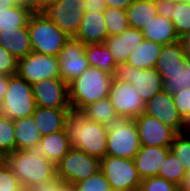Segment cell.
Masks as SVG:
<instances>
[{"mask_svg":"<svg viewBox=\"0 0 190 191\" xmlns=\"http://www.w3.org/2000/svg\"><path fill=\"white\" fill-rule=\"evenodd\" d=\"M16 150H37L42 137L32 115L14 120Z\"/></svg>","mask_w":190,"mask_h":191,"instance_id":"cell-24","label":"cell"},{"mask_svg":"<svg viewBox=\"0 0 190 191\" xmlns=\"http://www.w3.org/2000/svg\"><path fill=\"white\" fill-rule=\"evenodd\" d=\"M144 39L161 45L172 44L179 41L174 24L171 19L157 15L146 27L142 29Z\"/></svg>","mask_w":190,"mask_h":191,"instance_id":"cell-25","label":"cell"},{"mask_svg":"<svg viewBox=\"0 0 190 191\" xmlns=\"http://www.w3.org/2000/svg\"><path fill=\"white\" fill-rule=\"evenodd\" d=\"M57 58L60 78L66 84L79 77L90 66L85 54V44L73 37L65 43Z\"/></svg>","mask_w":190,"mask_h":191,"instance_id":"cell-13","label":"cell"},{"mask_svg":"<svg viewBox=\"0 0 190 191\" xmlns=\"http://www.w3.org/2000/svg\"><path fill=\"white\" fill-rule=\"evenodd\" d=\"M18 60L0 45V74H17Z\"/></svg>","mask_w":190,"mask_h":191,"instance_id":"cell-41","label":"cell"},{"mask_svg":"<svg viewBox=\"0 0 190 191\" xmlns=\"http://www.w3.org/2000/svg\"><path fill=\"white\" fill-rule=\"evenodd\" d=\"M175 107L182 119L190 125V88H184L172 95Z\"/></svg>","mask_w":190,"mask_h":191,"instance_id":"cell-39","label":"cell"},{"mask_svg":"<svg viewBox=\"0 0 190 191\" xmlns=\"http://www.w3.org/2000/svg\"><path fill=\"white\" fill-rule=\"evenodd\" d=\"M17 74L31 85L43 79L60 78L58 58L30 52L18 60Z\"/></svg>","mask_w":190,"mask_h":191,"instance_id":"cell-10","label":"cell"},{"mask_svg":"<svg viewBox=\"0 0 190 191\" xmlns=\"http://www.w3.org/2000/svg\"><path fill=\"white\" fill-rule=\"evenodd\" d=\"M107 8L125 10L133 3V0H105Z\"/></svg>","mask_w":190,"mask_h":191,"instance_id":"cell-46","label":"cell"},{"mask_svg":"<svg viewBox=\"0 0 190 191\" xmlns=\"http://www.w3.org/2000/svg\"><path fill=\"white\" fill-rule=\"evenodd\" d=\"M18 191H31V189L29 188H24V187H21Z\"/></svg>","mask_w":190,"mask_h":191,"instance_id":"cell-53","label":"cell"},{"mask_svg":"<svg viewBox=\"0 0 190 191\" xmlns=\"http://www.w3.org/2000/svg\"><path fill=\"white\" fill-rule=\"evenodd\" d=\"M170 150L181 162L184 170H190V135L186 131L175 135Z\"/></svg>","mask_w":190,"mask_h":191,"instance_id":"cell-35","label":"cell"},{"mask_svg":"<svg viewBox=\"0 0 190 191\" xmlns=\"http://www.w3.org/2000/svg\"><path fill=\"white\" fill-rule=\"evenodd\" d=\"M162 45L150 40L144 39L128 57L126 61L132 67L140 69L154 68L160 55Z\"/></svg>","mask_w":190,"mask_h":191,"instance_id":"cell-27","label":"cell"},{"mask_svg":"<svg viewBox=\"0 0 190 191\" xmlns=\"http://www.w3.org/2000/svg\"><path fill=\"white\" fill-rule=\"evenodd\" d=\"M184 174L185 170L181 162L170 150L167 153L166 158L163 160V164L159 167L158 177L165 178L167 181L178 186Z\"/></svg>","mask_w":190,"mask_h":191,"instance_id":"cell-31","label":"cell"},{"mask_svg":"<svg viewBox=\"0 0 190 191\" xmlns=\"http://www.w3.org/2000/svg\"><path fill=\"white\" fill-rule=\"evenodd\" d=\"M22 186L6 163L0 167V191H18Z\"/></svg>","mask_w":190,"mask_h":191,"instance_id":"cell-40","label":"cell"},{"mask_svg":"<svg viewBox=\"0 0 190 191\" xmlns=\"http://www.w3.org/2000/svg\"><path fill=\"white\" fill-rule=\"evenodd\" d=\"M19 2V0H0V12L16 6Z\"/></svg>","mask_w":190,"mask_h":191,"instance_id":"cell-49","label":"cell"},{"mask_svg":"<svg viewBox=\"0 0 190 191\" xmlns=\"http://www.w3.org/2000/svg\"><path fill=\"white\" fill-rule=\"evenodd\" d=\"M143 40L144 35L142 30L128 27L121 34L108 36L104 44L118 65L119 63L126 62L131 52L134 51Z\"/></svg>","mask_w":190,"mask_h":191,"instance_id":"cell-17","label":"cell"},{"mask_svg":"<svg viewBox=\"0 0 190 191\" xmlns=\"http://www.w3.org/2000/svg\"><path fill=\"white\" fill-rule=\"evenodd\" d=\"M72 148L65 129L41 137L37 151L57 165Z\"/></svg>","mask_w":190,"mask_h":191,"instance_id":"cell-23","label":"cell"},{"mask_svg":"<svg viewBox=\"0 0 190 191\" xmlns=\"http://www.w3.org/2000/svg\"><path fill=\"white\" fill-rule=\"evenodd\" d=\"M9 75L0 74V103L5 98V94L9 85Z\"/></svg>","mask_w":190,"mask_h":191,"instance_id":"cell-47","label":"cell"},{"mask_svg":"<svg viewBox=\"0 0 190 191\" xmlns=\"http://www.w3.org/2000/svg\"><path fill=\"white\" fill-rule=\"evenodd\" d=\"M70 108H45L36 106L32 117L42 135L65 129V120Z\"/></svg>","mask_w":190,"mask_h":191,"instance_id":"cell-21","label":"cell"},{"mask_svg":"<svg viewBox=\"0 0 190 191\" xmlns=\"http://www.w3.org/2000/svg\"><path fill=\"white\" fill-rule=\"evenodd\" d=\"M73 191H112L109 182L101 170L89 178L75 183Z\"/></svg>","mask_w":190,"mask_h":191,"instance_id":"cell-37","label":"cell"},{"mask_svg":"<svg viewBox=\"0 0 190 191\" xmlns=\"http://www.w3.org/2000/svg\"><path fill=\"white\" fill-rule=\"evenodd\" d=\"M36 106L45 108H71L68 84L61 78H48L32 85Z\"/></svg>","mask_w":190,"mask_h":191,"instance_id":"cell-15","label":"cell"},{"mask_svg":"<svg viewBox=\"0 0 190 191\" xmlns=\"http://www.w3.org/2000/svg\"><path fill=\"white\" fill-rule=\"evenodd\" d=\"M59 0H27L28 4L32 7L33 12L42 13L46 8L54 5Z\"/></svg>","mask_w":190,"mask_h":191,"instance_id":"cell-44","label":"cell"},{"mask_svg":"<svg viewBox=\"0 0 190 191\" xmlns=\"http://www.w3.org/2000/svg\"><path fill=\"white\" fill-rule=\"evenodd\" d=\"M129 27L142 30L158 15L154 0H133L126 9Z\"/></svg>","mask_w":190,"mask_h":191,"instance_id":"cell-26","label":"cell"},{"mask_svg":"<svg viewBox=\"0 0 190 191\" xmlns=\"http://www.w3.org/2000/svg\"><path fill=\"white\" fill-rule=\"evenodd\" d=\"M7 161V154L0 149V167L5 165Z\"/></svg>","mask_w":190,"mask_h":191,"instance_id":"cell-50","label":"cell"},{"mask_svg":"<svg viewBox=\"0 0 190 191\" xmlns=\"http://www.w3.org/2000/svg\"><path fill=\"white\" fill-rule=\"evenodd\" d=\"M185 45H186V52L188 54V56L190 57V34L183 39Z\"/></svg>","mask_w":190,"mask_h":191,"instance_id":"cell-51","label":"cell"},{"mask_svg":"<svg viewBox=\"0 0 190 191\" xmlns=\"http://www.w3.org/2000/svg\"><path fill=\"white\" fill-rule=\"evenodd\" d=\"M85 54L90 66L114 74L117 64L104 43L86 44Z\"/></svg>","mask_w":190,"mask_h":191,"instance_id":"cell-28","label":"cell"},{"mask_svg":"<svg viewBox=\"0 0 190 191\" xmlns=\"http://www.w3.org/2000/svg\"><path fill=\"white\" fill-rule=\"evenodd\" d=\"M65 131L73 148L102 159L107 151V127L91 121L82 110L70 108Z\"/></svg>","mask_w":190,"mask_h":191,"instance_id":"cell-1","label":"cell"},{"mask_svg":"<svg viewBox=\"0 0 190 191\" xmlns=\"http://www.w3.org/2000/svg\"><path fill=\"white\" fill-rule=\"evenodd\" d=\"M186 132L190 135V125L188 126Z\"/></svg>","mask_w":190,"mask_h":191,"instance_id":"cell-54","label":"cell"},{"mask_svg":"<svg viewBox=\"0 0 190 191\" xmlns=\"http://www.w3.org/2000/svg\"><path fill=\"white\" fill-rule=\"evenodd\" d=\"M31 191H73V188L65 182L57 180L54 183L34 186Z\"/></svg>","mask_w":190,"mask_h":191,"instance_id":"cell-43","label":"cell"},{"mask_svg":"<svg viewBox=\"0 0 190 191\" xmlns=\"http://www.w3.org/2000/svg\"><path fill=\"white\" fill-rule=\"evenodd\" d=\"M32 7L27 1L19 2L16 6L0 12V31L2 29H13L25 27L32 15Z\"/></svg>","mask_w":190,"mask_h":191,"instance_id":"cell-29","label":"cell"},{"mask_svg":"<svg viewBox=\"0 0 190 191\" xmlns=\"http://www.w3.org/2000/svg\"><path fill=\"white\" fill-rule=\"evenodd\" d=\"M175 2H185V3H190V0H174Z\"/></svg>","mask_w":190,"mask_h":191,"instance_id":"cell-52","label":"cell"},{"mask_svg":"<svg viewBox=\"0 0 190 191\" xmlns=\"http://www.w3.org/2000/svg\"><path fill=\"white\" fill-rule=\"evenodd\" d=\"M0 149L7 155L16 150L14 120L0 114Z\"/></svg>","mask_w":190,"mask_h":191,"instance_id":"cell-36","label":"cell"},{"mask_svg":"<svg viewBox=\"0 0 190 191\" xmlns=\"http://www.w3.org/2000/svg\"><path fill=\"white\" fill-rule=\"evenodd\" d=\"M171 21L176 34L183 40L190 34V3L175 2Z\"/></svg>","mask_w":190,"mask_h":191,"instance_id":"cell-33","label":"cell"},{"mask_svg":"<svg viewBox=\"0 0 190 191\" xmlns=\"http://www.w3.org/2000/svg\"><path fill=\"white\" fill-rule=\"evenodd\" d=\"M104 19L109 36L121 34L129 27L125 10L107 8L104 11Z\"/></svg>","mask_w":190,"mask_h":191,"instance_id":"cell-34","label":"cell"},{"mask_svg":"<svg viewBox=\"0 0 190 191\" xmlns=\"http://www.w3.org/2000/svg\"><path fill=\"white\" fill-rule=\"evenodd\" d=\"M158 15L164 16L165 18L171 19L173 7H175L174 0H154Z\"/></svg>","mask_w":190,"mask_h":191,"instance_id":"cell-42","label":"cell"},{"mask_svg":"<svg viewBox=\"0 0 190 191\" xmlns=\"http://www.w3.org/2000/svg\"><path fill=\"white\" fill-rule=\"evenodd\" d=\"M134 121L138 128L141 146L170 147L177 134L158 119L144 113L137 116Z\"/></svg>","mask_w":190,"mask_h":191,"instance_id":"cell-16","label":"cell"},{"mask_svg":"<svg viewBox=\"0 0 190 191\" xmlns=\"http://www.w3.org/2000/svg\"><path fill=\"white\" fill-rule=\"evenodd\" d=\"M178 191H190V170L185 171V174L178 185Z\"/></svg>","mask_w":190,"mask_h":191,"instance_id":"cell-48","label":"cell"},{"mask_svg":"<svg viewBox=\"0 0 190 191\" xmlns=\"http://www.w3.org/2000/svg\"><path fill=\"white\" fill-rule=\"evenodd\" d=\"M83 113L98 124L107 126L110 120L116 115L109 98L101 99L82 109Z\"/></svg>","mask_w":190,"mask_h":191,"instance_id":"cell-30","label":"cell"},{"mask_svg":"<svg viewBox=\"0 0 190 191\" xmlns=\"http://www.w3.org/2000/svg\"><path fill=\"white\" fill-rule=\"evenodd\" d=\"M139 191H178V186L165 178L153 176L142 179Z\"/></svg>","mask_w":190,"mask_h":191,"instance_id":"cell-38","label":"cell"},{"mask_svg":"<svg viewBox=\"0 0 190 191\" xmlns=\"http://www.w3.org/2000/svg\"><path fill=\"white\" fill-rule=\"evenodd\" d=\"M186 45L183 40L162 45L154 68L159 74H176L184 69L187 59Z\"/></svg>","mask_w":190,"mask_h":191,"instance_id":"cell-18","label":"cell"},{"mask_svg":"<svg viewBox=\"0 0 190 191\" xmlns=\"http://www.w3.org/2000/svg\"><path fill=\"white\" fill-rule=\"evenodd\" d=\"M106 127L108 131L106 155L133 159L141 147L134 119L115 115Z\"/></svg>","mask_w":190,"mask_h":191,"instance_id":"cell-5","label":"cell"},{"mask_svg":"<svg viewBox=\"0 0 190 191\" xmlns=\"http://www.w3.org/2000/svg\"><path fill=\"white\" fill-rule=\"evenodd\" d=\"M106 9L105 0H85V12H104Z\"/></svg>","mask_w":190,"mask_h":191,"instance_id":"cell-45","label":"cell"},{"mask_svg":"<svg viewBox=\"0 0 190 191\" xmlns=\"http://www.w3.org/2000/svg\"><path fill=\"white\" fill-rule=\"evenodd\" d=\"M6 163L24 188L56 182L57 168L37 150H15L7 155Z\"/></svg>","mask_w":190,"mask_h":191,"instance_id":"cell-2","label":"cell"},{"mask_svg":"<svg viewBox=\"0 0 190 191\" xmlns=\"http://www.w3.org/2000/svg\"><path fill=\"white\" fill-rule=\"evenodd\" d=\"M113 77L132 83L145 103L164 90L163 79L155 68L140 69L123 62L117 65Z\"/></svg>","mask_w":190,"mask_h":191,"instance_id":"cell-9","label":"cell"},{"mask_svg":"<svg viewBox=\"0 0 190 191\" xmlns=\"http://www.w3.org/2000/svg\"><path fill=\"white\" fill-rule=\"evenodd\" d=\"M108 98L116 115L135 119L144 113L145 101L138 95L133 84L128 81L113 77Z\"/></svg>","mask_w":190,"mask_h":191,"instance_id":"cell-11","label":"cell"},{"mask_svg":"<svg viewBox=\"0 0 190 191\" xmlns=\"http://www.w3.org/2000/svg\"><path fill=\"white\" fill-rule=\"evenodd\" d=\"M28 32L32 52L57 57L70 39L56 24L43 13L33 12L29 18Z\"/></svg>","mask_w":190,"mask_h":191,"instance_id":"cell-4","label":"cell"},{"mask_svg":"<svg viewBox=\"0 0 190 191\" xmlns=\"http://www.w3.org/2000/svg\"><path fill=\"white\" fill-rule=\"evenodd\" d=\"M100 170L109 182L112 191H139L142 180L133 159L106 155L100 159Z\"/></svg>","mask_w":190,"mask_h":191,"instance_id":"cell-8","label":"cell"},{"mask_svg":"<svg viewBox=\"0 0 190 191\" xmlns=\"http://www.w3.org/2000/svg\"><path fill=\"white\" fill-rule=\"evenodd\" d=\"M85 0H59L42 13L69 37H74L85 14Z\"/></svg>","mask_w":190,"mask_h":191,"instance_id":"cell-12","label":"cell"},{"mask_svg":"<svg viewBox=\"0 0 190 191\" xmlns=\"http://www.w3.org/2000/svg\"><path fill=\"white\" fill-rule=\"evenodd\" d=\"M104 12H85L77 34L73 37L82 43H104L108 37Z\"/></svg>","mask_w":190,"mask_h":191,"instance_id":"cell-20","label":"cell"},{"mask_svg":"<svg viewBox=\"0 0 190 191\" xmlns=\"http://www.w3.org/2000/svg\"><path fill=\"white\" fill-rule=\"evenodd\" d=\"M113 75L89 66L68 84L70 106L76 110L108 98Z\"/></svg>","mask_w":190,"mask_h":191,"instance_id":"cell-3","label":"cell"},{"mask_svg":"<svg viewBox=\"0 0 190 191\" xmlns=\"http://www.w3.org/2000/svg\"><path fill=\"white\" fill-rule=\"evenodd\" d=\"M56 168L57 179L72 187L99 171L100 159L72 147Z\"/></svg>","mask_w":190,"mask_h":191,"instance_id":"cell-7","label":"cell"},{"mask_svg":"<svg viewBox=\"0 0 190 191\" xmlns=\"http://www.w3.org/2000/svg\"><path fill=\"white\" fill-rule=\"evenodd\" d=\"M144 114L158 119L176 133L185 132L189 126L179 115L172 95L165 90L155 94L145 103Z\"/></svg>","mask_w":190,"mask_h":191,"instance_id":"cell-14","label":"cell"},{"mask_svg":"<svg viewBox=\"0 0 190 191\" xmlns=\"http://www.w3.org/2000/svg\"><path fill=\"white\" fill-rule=\"evenodd\" d=\"M35 107L32 85L18 74L11 75L5 98L0 103V114L16 120L31 116Z\"/></svg>","mask_w":190,"mask_h":191,"instance_id":"cell-6","label":"cell"},{"mask_svg":"<svg viewBox=\"0 0 190 191\" xmlns=\"http://www.w3.org/2000/svg\"><path fill=\"white\" fill-rule=\"evenodd\" d=\"M170 147L141 146L134 156L136 170L142 179L158 176L159 167L163 164Z\"/></svg>","mask_w":190,"mask_h":191,"instance_id":"cell-19","label":"cell"},{"mask_svg":"<svg viewBox=\"0 0 190 191\" xmlns=\"http://www.w3.org/2000/svg\"><path fill=\"white\" fill-rule=\"evenodd\" d=\"M164 90L171 95L178 93L184 88H190V57L187 59L184 69H181L176 74H160Z\"/></svg>","mask_w":190,"mask_h":191,"instance_id":"cell-32","label":"cell"},{"mask_svg":"<svg viewBox=\"0 0 190 191\" xmlns=\"http://www.w3.org/2000/svg\"><path fill=\"white\" fill-rule=\"evenodd\" d=\"M0 45L17 60L26 57L32 52L28 27L2 29V31H0Z\"/></svg>","mask_w":190,"mask_h":191,"instance_id":"cell-22","label":"cell"}]
</instances>
